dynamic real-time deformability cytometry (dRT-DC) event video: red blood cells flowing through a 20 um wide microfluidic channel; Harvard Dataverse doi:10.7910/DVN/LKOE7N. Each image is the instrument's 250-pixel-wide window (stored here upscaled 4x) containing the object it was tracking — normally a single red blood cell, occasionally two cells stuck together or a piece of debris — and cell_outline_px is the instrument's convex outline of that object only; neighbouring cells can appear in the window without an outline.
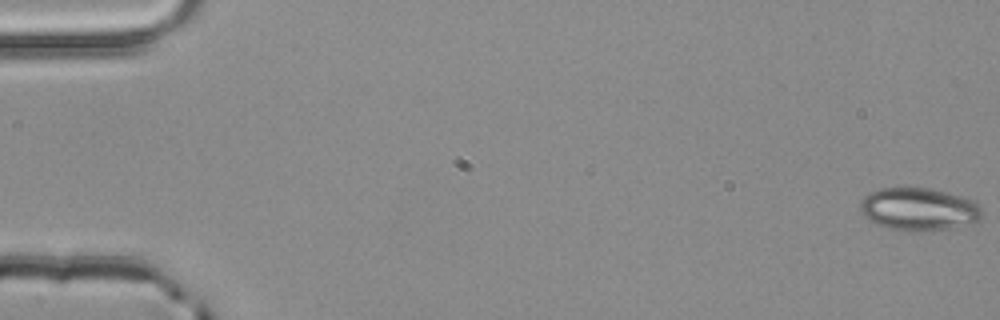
{"species": "common noctule bat (a hibernating species)", "species_latin": "Nyctalus noctula", "temperature_condition": "room temperature", "stored_images_in_passage": 5, "camera_frame_rate_fps": 3000, "um_per_image_px": 0.085, "animal": {"sex": "male", "body_mass_g": 20.4}, "frame": {"image": 1, "passage_image": 1, "time_ms": 0.0, "image_size_px": [1000, 320], "cell_outline_px": [[980, 220], [948, 228], [892, 228], [876, 224], [868, 220], [864, 216], [860, 208], [860, 200], [868, 192], [880, 188], [928, 188], [976, 200], [980, 208]], "centroid_in_image_um": [78.05, 17.72], "position_along_channel_um": 7.0, "area_um2": 29.25}}
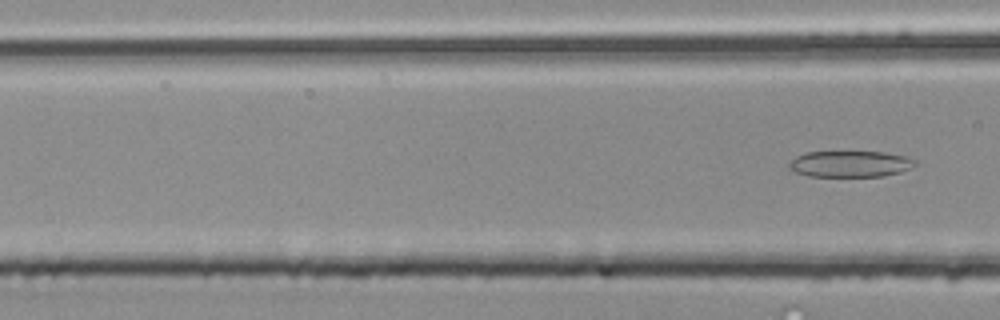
{"frame": {"image": 2, "passage_image": 5, "time_ms": 1.333, "image_size_px": [1000, 320], "cell_outline_px": [[916, 164], [900, 172], [884, 176], [808, 176], [796, 172], [788, 168], [788, 164], [796, 156], [808, 152], [884, 152], [904, 156], [916, 160]], "centroid_in_image_um": [72.24, 13.93], "position_along_channel_um": 94.4, "area_um2": 19.07}}